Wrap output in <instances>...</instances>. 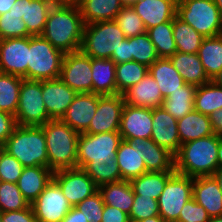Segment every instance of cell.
I'll list each match as a JSON object with an SVG mask.
<instances>
[{
  "label": "cell",
  "mask_w": 222,
  "mask_h": 222,
  "mask_svg": "<svg viewBox=\"0 0 222 222\" xmlns=\"http://www.w3.org/2000/svg\"><path fill=\"white\" fill-rule=\"evenodd\" d=\"M197 86L185 84L181 89L172 92L162 102L163 109L176 120L183 118L186 114L194 110L195 92Z\"/></svg>",
  "instance_id": "cell-35"
},
{
  "label": "cell",
  "mask_w": 222,
  "mask_h": 222,
  "mask_svg": "<svg viewBox=\"0 0 222 222\" xmlns=\"http://www.w3.org/2000/svg\"><path fill=\"white\" fill-rule=\"evenodd\" d=\"M177 128L181 144L214 134L209 116L195 109L177 120Z\"/></svg>",
  "instance_id": "cell-29"
},
{
  "label": "cell",
  "mask_w": 222,
  "mask_h": 222,
  "mask_svg": "<svg viewBox=\"0 0 222 222\" xmlns=\"http://www.w3.org/2000/svg\"><path fill=\"white\" fill-rule=\"evenodd\" d=\"M214 1L222 15V0H214Z\"/></svg>",
  "instance_id": "cell-64"
},
{
  "label": "cell",
  "mask_w": 222,
  "mask_h": 222,
  "mask_svg": "<svg viewBox=\"0 0 222 222\" xmlns=\"http://www.w3.org/2000/svg\"><path fill=\"white\" fill-rule=\"evenodd\" d=\"M17 122L15 116L0 111V147H2L9 136L14 132L17 127Z\"/></svg>",
  "instance_id": "cell-51"
},
{
  "label": "cell",
  "mask_w": 222,
  "mask_h": 222,
  "mask_svg": "<svg viewBox=\"0 0 222 222\" xmlns=\"http://www.w3.org/2000/svg\"><path fill=\"white\" fill-rule=\"evenodd\" d=\"M149 74L158 84L164 99L186 84L169 58H158L149 67Z\"/></svg>",
  "instance_id": "cell-26"
},
{
  "label": "cell",
  "mask_w": 222,
  "mask_h": 222,
  "mask_svg": "<svg viewBox=\"0 0 222 222\" xmlns=\"http://www.w3.org/2000/svg\"><path fill=\"white\" fill-rule=\"evenodd\" d=\"M24 166L6 150L0 147V180L17 183Z\"/></svg>",
  "instance_id": "cell-47"
},
{
  "label": "cell",
  "mask_w": 222,
  "mask_h": 222,
  "mask_svg": "<svg viewBox=\"0 0 222 222\" xmlns=\"http://www.w3.org/2000/svg\"><path fill=\"white\" fill-rule=\"evenodd\" d=\"M169 59L186 84L201 86L210 81L198 54H187L177 51Z\"/></svg>",
  "instance_id": "cell-28"
},
{
  "label": "cell",
  "mask_w": 222,
  "mask_h": 222,
  "mask_svg": "<svg viewBox=\"0 0 222 222\" xmlns=\"http://www.w3.org/2000/svg\"><path fill=\"white\" fill-rule=\"evenodd\" d=\"M221 137L215 133L181 144L174 156L175 172L191 178L212 176L219 168L218 147Z\"/></svg>",
  "instance_id": "cell-2"
},
{
  "label": "cell",
  "mask_w": 222,
  "mask_h": 222,
  "mask_svg": "<svg viewBox=\"0 0 222 222\" xmlns=\"http://www.w3.org/2000/svg\"><path fill=\"white\" fill-rule=\"evenodd\" d=\"M1 222H37L32 208L29 205L25 209L9 212H1Z\"/></svg>",
  "instance_id": "cell-50"
},
{
  "label": "cell",
  "mask_w": 222,
  "mask_h": 222,
  "mask_svg": "<svg viewBox=\"0 0 222 222\" xmlns=\"http://www.w3.org/2000/svg\"><path fill=\"white\" fill-rule=\"evenodd\" d=\"M27 79L45 81L60 78L64 53L41 35L29 36Z\"/></svg>",
  "instance_id": "cell-6"
},
{
  "label": "cell",
  "mask_w": 222,
  "mask_h": 222,
  "mask_svg": "<svg viewBox=\"0 0 222 222\" xmlns=\"http://www.w3.org/2000/svg\"><path fill=\"white\" fill-rule=\"evenodd\" d=\"M176 16L205 38L222 34V15L214 0H177Z\"/></svg>",
  "instance_id": "cell-7"
},
{
  "label": "cell",
  "mask_w": 222,
  "mask_h": 222,
  "mask_svg": "<svg viewBox=\"0 0 222 222\" xmlns=\"http://www.w3.org/2000/svg\"><path fill=\"white\" fill-rule=\"evenodd\" d=\"M47 1H50V2H52L53 4H63V1H64V0H47Z\"/></svg>",
  "instance_id": "cell-65"
},
{
  "label": "cell",
  "mask_w": 222,
  "mask_h": 222,
  "mask_svg": "<svg viewBox=\"0 0 222 222\" xmlns=\"http://www.w3.org/2000/svg\"><path fill=\"white\" fill-rule=\"evenodd\" d=\"M218 166L219 168L222 167V138L220 140L219 143V147H218Z\"/></svg>",
  "instance_id": "cell-59"
},
{
  "label": "cell",
  "mask_w": 222,
  "mask_h": 222,
  "mask_svg": "<svg viewBox=\"0 0 222 222\" xmlns=\"http://www.w3.org/2000/svg\"><path fill=\"white\" fill-rule=\"evenodd\" d=\"M53 179V171L48 167H24L17 185L24 199L31 205Z\"/></svg>",
  "instance_id": "cell-25"
},
{
  "label": "cell",
  "mask_w": 222,
  "mask_h": 222,
  "mask_svg": "<svg viewBox=\"0 0 222 222\" xmlns=\"http://www.w3.org/2000/svg\"><path fill=\"white\" fill-rule=\"evenodd\" d=\"M61 222H88L86 217L83 215L78 208L72 207L67 215L61 220Z\"/></svg>",
  "instance_id": "cell-55"
},
{
  "label": "cell",
  "mask_w": 222,
  "mask_h": 222,
  "mask_svg": "<svg viewBox=\"0 0 222 222\" xmlns=\"http://www.w3.org/2000/svg\"><path fill=\"white\" fill-rule=\"evenodd\" d=\"M84 22L78 6L54 4L41 36L64 54L80 50Z\"/></svg>",
  "instance_id": "cell-1"
},
{
  "label": "cell",
  "mask_w": 222,
  "mask_h": 222,
  "mask_svg": "<svg viewBox=\"0 0 222 222\" xmlns=\"http://www.w3.org/2000/svg\"><path fill=\"white\" fill-rule=\"evenodd\" d=\"M135 222H166L160 215L149 217L144 220L135 221Z\"/></svg>",
  "instance_id": "cell-58"
},
{
  "label": "cell",
  "mask_w": 222,
  "mask_h": 222,
  "mask_svg": "<svg viewBox=\"0 0 222 222\" xmlns=\"http://www.w3.org/2000/svg\"><path fill=\"white\" fill-rule=\"evenodd\" d=\"M15 118L18 126H42L52 120L43 101L41 81L22 79Z\"/></svg>",
  "instance_id": "cell-8"
},
{
  "label": "cell",
  "mask_w": 222,
  "mask_h": 222,
  "mask_svg": "<svg viewBox=\"0 0 222 222\" xmlns=\"http://www.w3.org/2000/svg\"><path fill=\"white\" fill-rule=\"evenodd\" d=\"M2 148L24 167H48L46 139L42 126H17Z\"/></svg>",
  "instance_id": "cell-4"
},
{
  "label": "cell",
  "mask_w": 222,
  "mask_h": 222,
  "mask_svg": "<svg viewBox=\"0 0 222 222\" xmlns=\"http://www.w3.org/2000/svg\"><path fill=\"white\" fill-rule=\"evenodd\" d=\"M84 0H64L63 4L79 6Z\"/></svg>",
  "instance_id": "cell-60"
},
{
  "label": "cell",
  "mask_w": 222,
  "mask_h": 222,
  "mask_svg": "<svg viewBox=\"0 0 222 222\" xmlns=\"http://www.w3.org/2000/svg\"><path fill=\"white\" fill-rule=\"evenodd\" d=\"M194 109L207 116L222 109V86L217 85L212 80L197 86Z\"/></svg>",
  "instance_id": "cell-36"
},
{
  "label": "cell",
  "mask_w": 222,
  "mask_h": 222,
  "mask_svg": "<svg viewBox=\"0 0 222 222\" xmlns=\"http://www.w3.org/2000/svg\"><path fill=\"white\" fill-rule=\"evenodd\" d=\"M101 222H131L129 215L116 207L104 205Z\"/></svg>",
  "instance_id": "cell-52"
},
{
  "label": "cell",
  "mask_w": 222,
  "mask_h": 222,
  "mask_svg": "<svg viewBox=\"0 0 222 222\" xmlns=\"http://www.w3.org/2000/svg\"><path fill=\"white\" fill-rule=\"evenodd\" d=\"M134 148L141 151L147 172L175 171L174 155L152 139L132 138Z\"/></svg>",
  "instance_id": "cell-21"
},
{
  "label": "cell",
  "mask_w": 222,
  "mask_h": 222,
  "mask_svg": "<svg viewBox=\"0 0 222 222\" xmlns=\"http://www.w3.org/2000/svg\"><path fill=\"white\" fill-rule=\"evenodd\" d=\"M213 132L222 138V109H219L209 115Z\"/></svg>",
  "instance_id": "cell-54"
},
{
  "label": "cell",
  "mask_w": 222,
  "mask_h": 222,
  "mask_svg": "<svg viewBox=\"0 0 222 222\" xmlns=\"http://www.w3.org/2000/svg\"><path fill=\"white\" fill-rule=\"evenodd\" d=\"M114 21L123 31L126 38L146 33L141 17L133 10L132 6H123Z\"/></svg>",
  "instance_id": "cell-44"
},
{
  "label": "cell",
  "mask_w": 222,
  "mask_h": 222,
  "mask_svg": "<svg viewBox=\"0 0 222 222\" xmlns=\"http://www.w3.org/2000/svg\"><path fill=\"white\" fill-rule=\"evenodd\" d=\"M217 85L222 86V70L217 74V76L212 80Z\"/></svg>",
  "instance_id": "cell-61"
},
{
  "label": "cell",
  "mask_w": 222,
  "mask_h": 222,
  "mask_svg": "<svg viewBox=\"0 0 222 222\" xmlns=\"http://www.w3.org/2000/svg\"><path fill=\"white\" fill-rule=\"evenodd\" d=\"M149 73V67L136 61L116 64V94L124 93Z\"/></svg>",
  "instance_id": "cell-40"
},
{
  "label": "cell",
  "mask_w": 222,
  "mask_h": 222,
  "mask_svg": "<svg viewBox=\"0 0 222 222\" xmlns=\"http://www.w3.org/2000/svg\"><path fill=\"white\" fill-rule=\"evenodd\" d=\"M16 0H0V15L8 12Z\"/></svg>",
  "instance_id": "cell-56"
},
{
  "label": "cell",
  "mask_w": 222,
  "mask_h": 222,
  "mask_svg": "<svg viewBox=\"0 0 222 222\" xmlns=\"http://www.w3.org/2000/svg\"><path fill=\"white\" fill-rule=\"evenodd\" d=\"M46 139L48 168L53 172L77 168L79 133L61 120H50L42 125Z\"/></svg>",
  "instance_id": "cell-3"
},
{
  "label": "cell",
  "mask_w": 222,
  "mask_h": 222,
  "mask_svg": "<svg viewBox=\"0 0 222 222\" xmlns=\"http://www.w3.org/2000/svg\"><path fill=\"white\" fill-rule=\"evenodd\" d=\"M152 109L134 107L124 104L119 133L122 140L130 141L132 138L151 139Z\"/></svg>",
  "instance_id": "cell-16"
},
{
  "label": "cell",
  "mask_w": 222,
  "mask_h": 222,
  "mask_svg": "<svg viewBox=\"0 0 222 222\" xmlns=\"http://www.w3.org/2000/svg\"><path fill=\"white\" fill-rule=\"evenodd\" d=\"M84 24L114 20L123 5L120 0H84L79 6Z\"/></svg>",
  "instance_id": "cell-32"
},
{
  "label": "cell",
  "mask_w": 222,
  "mask_h": 222,
  "mask_svg": "<svg viewBox=\"0 0 222 222\" xmlns=\"http://www.w3.org/2000/svg\"><path fill=\"white\" fill-rule=\"evenodd\" d=\"M173 36L177 51L187 54H197L202 40L205 38L177 16L173 19Z\"/></svg>",
  "instance_id": "cell-37"
},
{
  "label": "cell",
  "mask_w": 222,
  "mask_h": 222,
  "mask_svg": "<svg viewBox=\"0 0 222 222\" xmlns=\"http://www.w3.org/2000/svg\"><path fill=\"white\" fill-rule=\"evenodd\" d=\"M193 178L175 172L158 199L159 215L166 222H177L184 204L192 198Z\"/></svg>",
  "instance_id": "cell-10"
},
{
  "label": "cell",
  "mask_w": 222,
  "mask_h": 222,
  "mask_svg": "<svg viewBox=\"0 0 222 222\" xmlns=\"http://www.w3.org/2000/svg\"><path fill=\"white\" fill-rule=\"evenodd\" d=\"M215 180L218 182L219 184V187L221 188L222 190V167L218 168L214 174L212 175Z\"/></svg>",
  "instance_id": "cell-57"
},
{
  "label": "cell",
  "mask_w": 222,
  "mask_h": 222,
  "mask_svg": "<svg viewBox=\"0 0 222 222\" xmlns=\"http://www.w3.org/2000/svg\"><path fill=\"white\" fill-rule=\"evenodd\" d=\"M122 141L119 131L85 134L78 137L77 168L83 169L90 161L111 160Z\"/></svg>",
  "instance_id": "cell-9"
},
{
  "label": "cell",
  "mask_w": 222,
  "mask_h": 222,
  "mask_svg": "<svg viewBox=\"0 0 222 222\" xmlns=\"http://www.w3.org/2000/svg\"><path fill=\"white\" fill-rule=\"evenodd\" d=\"M209 219L206 209L191 198L182 207L177 222H208Z\"/></svg>",
  "instance_id": "cell-49"
},
{
  "label": "cell",
  "mask_w": 222,
  "mask_h": 222,
  "mask_svg": "<svg viewBox=\"0 0 222 222\" xmlns=\"http://www.w3.org/2000/svg\"><path fill=\"white\" fill-rule=\"evenodd\" d=\"M104 205L102 196L100 192L97 191L77 204L75 207L83 212V215L86 217L88 222H101Z\"/></svg>",
  "instance_id": "cell-48"
},
{
  "label": "cell",
  "mask_w": 222,
  "mask_h": 222,
  "mask_svg": "<svg viewBox=\"0 0 222 222\" xmlns=\"http://www.w3.org/2000/svg\"><path fill=\"white\" fill-rule=\"evenodd\" d=\"M208 222H222V216L211 217Z\"/></svg>",
  "instance_id": "cell-63"
},
{
  "label": "cell",
  "mask_w": 222,
  "mask_h": 222,
  "mask_svg": "<svg viewBox=\"0 0 222 222\" xmlns=\"http://www.w3.org/2000/svg\"><path fill=\"white\" fill-rule=\"evenodd\" d=\"M175 171L146 172L130 181L135 194L158 200L168 179Z\"/></svg>",
  "instance_id": "cell-34"
},
{
  "label": "cell",
  "mask_w": 222,
  "mask_h": 222,
  "mask_svg": "<svg viewBox=\"0 0 222 222\" xmlns=\"http://www.w3.org/2000/svg\"><path fill=\"white\" fill-rule=\"evenodd\" d=\"M104 204L116 207L128 215L134 202V191L130 181H118L98 187Z\"/></svg>",
  "instance_id": "cell-31"
},
{
  "label": "cell",
  "mask_w": 222,
  "mask_h": 222,
  "mask_svg": "<svg viewBox=\"0 0 222 222\" xmlns=\"http://www.w3.org/2000/svg\"><path fill=\"white\" fill-rule=\"evenodd\" d=\"M125 35L114 20L85 24L80 51L96 59H111Z\"/></svg>",
  "instance_id": "cell-5"
},
{
  "label": "cell",
  "mask_w": 222,
  "mask_h": 222,
  "mask_svg": "<svg viewBox=\"0 0 222 222\" xmlns=\"http://www.w3.org/2000/svg\"><path fill=\"white\" fill-rule=\"evenodd\" d=\"M159 58H169L177 52L173 36V20L146 30Z\"/></svg>",
  "instance_id": "cell-38"
},
{
  "label": "cell",
  "mask_w": 222,
  "mask_h": 222,
  "mask_svg": "<svg viewBox=\"0 0 222 222\" xmlns=\"http://www.w3.org/2000/svg\"><path fill=\"white\" fill-rule=\"evenodd\" d=\"M41 87L49 117L52 120H60L77 93L60 78L41 81Z\"/></svg>",
  "instance_id": "cell-18"
},
{
  "label": "cell",
  "mask_w": 222,
  "mask_h": 222,
  "mask_svg": "<svg viewBox=\"0 0 222 222\" xmlns=\"http://www.w3.org/2000/svg\"><path fill=\"white\" fill-rule=\"evenodd\" d=\"M125 104L134 107H162L164 100L158 84L148 73L139 83L130 86L122 93Z\"/></svg>",
  "instance_id": "cell-23"
},
{
  "label": "cell",
  "mask_w": 222,
  "mask_h": 222,
  "mask_svg": "<svg viewBox=\"0 0 222 222\" xmlns=\"http://www.w3.org/2000/svg\"><path fill=\"white\" fill-rule=\"evenodd\" d=\"M132 8L141 17L147 30L173 20L176 16L177 0H138Z\"/></svg>",
  "instance_id": "cell-22"
},
{
  "label": "cell",
  "mask_w": 222,
  "mask_h": 222,
  "mask_svg": "<svg viewBox=\"0 0 222 222\" xmlns=\"http://www.w3.org/2000/svg\"><path fill=\"white\" fill-rule=\"evenodd\" d=\"M83 170L92 178L98 187L103 184L122 181L116 158L102 161L92 160Z\"/></svg>",
  "instance_id": "cell-41"
},
{
  "label": "cell",
  "mask_w": 222,
  "mask_h": 222,
  "mask_svg": "<svg viewBox=\"0 0 222 222\" xmlns=\"http://www.w3.org/2000/svg\"><path fill=\"white\" fill-rule=\"evenodd\" d=\"M197 54L207 77L213 80L222 70V34L204 38Z\"/></svg>",
  "instance_id": "cell-33"
},
{
  "label": "cell",
  "mask_w": 222,
  "mask_h": 222,
  "mask_svg": "<svg viewBox=\"0 0 222 222\" xmlns=\"http://www.w3.org/2000/svg\"><path fill=\"white\" fill-rule=\"evenodd\" d=\"M29 37L0 40V73L27 79Z\"/></svg>",
  "instance_id": "cell-14"
},
{
  "label": "cell",
  "mask_w": 222,
  "mask_h": 222,
  "mask_svg": "<svg viewBox=\"0 0 222 222\" xmlns=\"http://www.w3.org/2000/svg\"><path fill=\"white\" fill-rule=\"evenodd\" d=\"M29 203L24 199L17 183H0V212L25 209Z\"/></svg>",
  "instance_id": "cell-43"
},
{
  "label": "cell",
  "mask_w": 222,
  "mask_h": 222,
  "mask_svg": "<svg viewBox=\"0 0 222 222\" xmlns=\"http://www.w3.org/2000/svg\"><path fill=\"white\" fill-rule=\"evenodd\" d=\"M31 205L37 222H61L72 209L53 179Z\"/></svg>",
  "instance_id": "cell-13"
},
{
  "label": "cell",
  "mask_w": 222,
  "mask_h": 222,
  "mask_svg": "<svg viewBox=\"0 0 222 222\" xmlns=\"http://www.w3.org/2000/svg\"><path fill=\"white\" fill-rule=\"evenodd\" d=\"M125 101L122 94L100 96L97 111L85 134L119 131Z\"/></svg>",
  "instance_id": "cell-15"
},
{
  "label": "cell",
  "mask_w": 222,
  "mask_h": 222,
  "mask_svg": "<svg viewBox=\"0 0 222 222\" xmlns=\"http://www.w3.org/2000/svg\"><path fill=\"white\" fill-rule=\"evenodd\" d=\"M138 0H120L123 6H132Z\"/></svg>",
  "instance_id": "cell-62"
},
{
  "label": "cell",
  "mask_w": 222,
  "mask_h": 222,
  "mask_svg": "<svg viewBox=\"0 0 222 222\" xmlns=\"http://www.w3.org/2000/svg\"><path fill=\"white\" fill-rule=\"evenodd\" d=\"M53 3L47 0H16L12 13L21 16L31 36L41 35Z\"/></svg>",
  "instance_id": "cell-20"
},
{
  "label": "cell",
  "mask_w": 222,
  "mask_h": 222,
  "mask_svg": "<svg viewBox=\"0 0 222 222\" xmlns=\"http://www.w3.org/2000/svg\"><path fill=\"white\" fill-rule=\"evenodd\" d=\"M140 150L134 148L130 141L122 140L116 152L122 180L131 181L146 173V167Z\"/></svg>",
  "instance_id": "cell-27"
},
{
  "label": "cell",
  "mask_w": 222,
  "mask_h": 222,
  "mask_svg": "<svg viewBox=\"0 0 222 222\" xmlns=\"http://www.w3.org/2000/svg\"><path fill=\"white\" fill-rule=\"evenodd\" d=\"M192 198L206 209L210 218L222 216V190L213 176L193 178Z\"/></svg>",
  "instance_id": "cell-24"
},
{
  "label": "cell",
  "mask_w": 222,
  "mask_h": 222,
  "mask_svg": "<svg viewBox=\"0 0 222 222\" xmlns=\"http://www.w3.org/2000/svg\"><path fill=\"white\" fill-rule=\"evenodd\" d=\"M158 215V200H155L152 197H141L140 195L134 193V202L129 214V219L131 222L144 220Z\"/></svg>",
  "instance_id": "cell-46"
},
{
  "label": "cell",
  "mask_w": 222,
  "mask_h": 222,
  "mask_svg": "<svg viewBox=\"0 0 222 222\" xmlns=\"http://www.w3.org/2000/svg\"><path fill=\"white\" fill-rule=\"evenodd\" d=\"M53 180L59 185L72 207L98 191V186L81 168L54 171Z\"/></svg>",
  "instance_id": "cell-12"
},
{
  "label": "cell",
  "mask_w": 222,
  "mask_h": 222,
  "mask_svg": "<svg viewBox=\"0 0 222 222\" xmlns=\"http://www.w3.org/2000/svg\"><path fill=\"white\" fill-rule=\"evenodd\" d=\"M93 93L116 95V64L111 59L91 58Z\"/></svg>",
  "instance_id": "cell-30"
},
{
  "label": "cell",
  "mask_w": 222,
  "mask_h": 222,
  "mask_svg": "<svg viewBox=\"0 0 222 222\" xmlns=\"http://www.w3.org/2000/svg\"><path fill=\"white\" fill-rule=\"evenodd\" d=\"M60 79L76 93H93L91 57L80 50L65 54Z\"/></svg>",
  "instance_id": "cell-11"
},
{
  "label": "cell",
  "mask_w": 222,
  "mask_h": 222,
  "mask_svg": "<svg viewBox=\"0 0 222 222\" xmlns=\"http://www.w3.org/2000/svg\"><path fill=\"white\" fill-rule=\"evenodd\" d=\"M100 96L94 93H77L60 120L79 134L84 133L95 116Z\"/></svg>",
  "instance_id": "cell-17"
},
{
  "label": "cell",
  "mask_w": 222,
  "mask_h": 222,
  "mask_svg": "<svg viewBox=\"0 0 222 222\" xmlns=\"http://www.w3.org/2000/svg\"><path fill=\"white\" fill-rule=\"evenodd\" d=\"M111 60L115 62V64H121L124 62L130 61V45H129V37L125 38L118 47L117 51L111 56Z\"/></svg>",
  "instance_id": "cell-53"
},
{
  "label": "cell",
  "mask_w": 222,
  "mask_h": 222,
  "mask_svg": "<svg viewBox=\"0 0 222 222\" xmlns=\"http://www.w3.org/2000/svg\"><path fill=\"white\" fill-rule=\"evenodd\" d=\"M130 61L150 67L159 57L147 33L129 37Z\"/></svg>",
  "instance_id": "cell-42"
},
{
  "label": "cell",
  "mask_w": 222,
  "mask_h": 222,
  "mask_svg": "<svg viewBox=\"0 0 222 222\" xmlns=\"http://www.w3.org/2000/svg\"><path fill=\"white\" fill-rule=\"evenodd\" d=\"M152 121L151 139L158 146L166 148L175 156L181 146L177 120L163 107H157L152 109Z\"/></svg>",
  "instance_id": "cell-19"
},
{
  "label": "cell",
  "mask_w": 222,
  "mask_h": 222,
  "mask_svg": "<svg viewBox=\"0 0 222 222\" xmlns=\"http://www.w3.org/2000/svg\"><path fill=\"white\" fill-rule=\"evenodd\" d=\"M22 77L0 73V111L15 116Z\"/></svg>",
  "instance_id": "cell-39"
},
{
  "label": "cell",
  "mask_w": 222,
  "mask_h": 222,
  "mask_svg": "<svg viewBox=\"0 0 222 222\" xmlns=\"http://www.w3.org/2000/svg\"><path fill=\"white\" fill-rule=\"evenodd\" d=\"M29 36L31 35L21 16L10 11L0 15V40Z\"/></svg>",
  "instance_id": "cell-45"
}]
</instances>
